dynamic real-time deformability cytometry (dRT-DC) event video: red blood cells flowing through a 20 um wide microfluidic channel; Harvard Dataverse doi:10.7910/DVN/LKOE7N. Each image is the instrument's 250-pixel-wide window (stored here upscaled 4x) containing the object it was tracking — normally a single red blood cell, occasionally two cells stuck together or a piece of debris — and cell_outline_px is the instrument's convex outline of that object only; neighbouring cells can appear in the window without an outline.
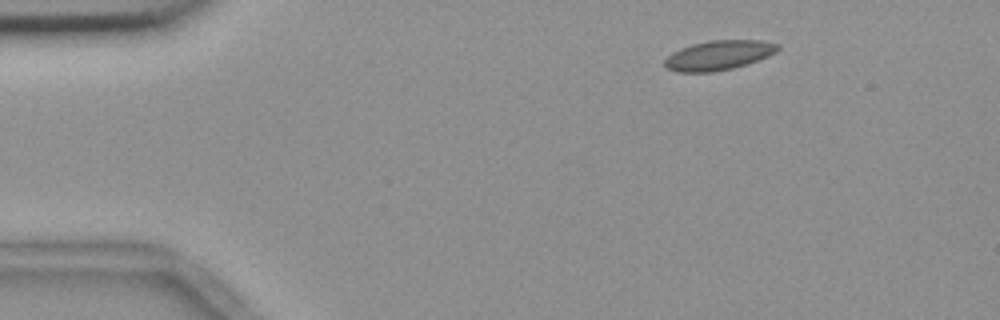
{"species": "common noctule bat (a hibernating species)", "species_latin": "Nyctalus noctula", "temperature_condition": "room temperature", "stored_images_in_passage": 48, "camera_frame_rate_fps": 3000, "um_per_image_px": 0.085, "animal": {"sex": "female", "body_mass_g": 18.4}, "frame": {"image": 1, "passage_image": 1, "time_ms": 0.0, "image_size_px": [1000, 320], "cell_outline_px": [[780, 48], [776, 52], [768, 56], [732, 68], [712, 72], [676, 72], [668, 68], [664, 64], [664, 60], [672, 52], [680, 48], [692, 44], [708, 40], [764, 40], [780, 44]], "centroid_in_image_um": [61.08, 4.68], "position_along_channel_um": 23.9, "area_um2": 19.48}}
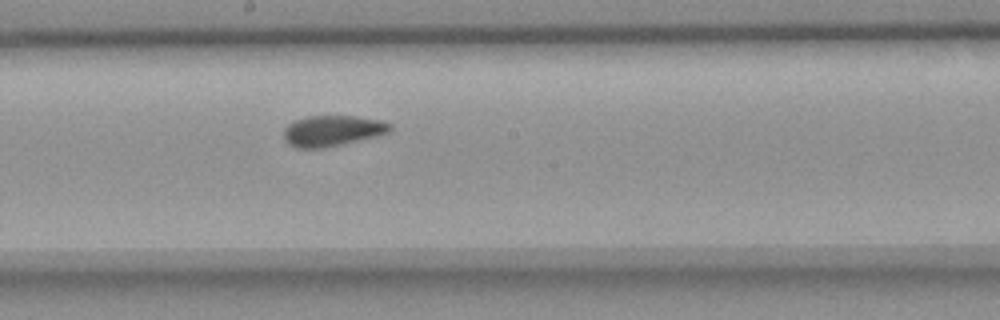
{"frame": {"image": 2, "passage_image": 23, "time_ms": 7.333, "image_size_px": [1000, 320], "cell_outline_px": [[392, 128], [388, 132], [376, 136], [340, 144], [320, 148], [296, 148], [288, 144], [284, 140], [284, 128], [288, 124], [296, 120], [308, 116], [352, 116], [380, 120], [392, 124]], "centroid_in_image_um": [28.22, 11.11], "position_along_channel_um": 220.0, "area_um2": 18.84}}
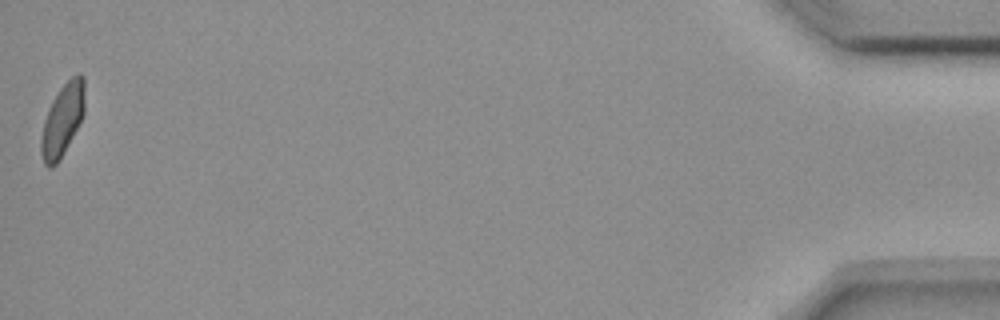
{"frame": {"image": 3, "passage_image": 48, "time_ms": 15.667, "image_size_px": [1000, 320], "cell_outline_px": [[84, 112], [72, 136], [56, 164], [52, 168], [48, 168], [44, 164], [40, 152], [40, 140], [44, 120], [48, 108], [52, 100], [60, 88], [72, 76], [80, 72], [84, 76]], "centroid_in_image_um": [5.28, 10.17], "position_along_channel_um": 429.9, "area_um2": 18.09}, "authors_computed_cell_mechanics": {"area_um2": 18.9873, "velocity_mm_per_s": 3.6658, "shape_relaxation_time_tau1_ms": null, "shape_relaxation_time_tau2_ms": 1.3757, "deformation_change_tau1": null, "deformation_change_tau2": 0.0729}}